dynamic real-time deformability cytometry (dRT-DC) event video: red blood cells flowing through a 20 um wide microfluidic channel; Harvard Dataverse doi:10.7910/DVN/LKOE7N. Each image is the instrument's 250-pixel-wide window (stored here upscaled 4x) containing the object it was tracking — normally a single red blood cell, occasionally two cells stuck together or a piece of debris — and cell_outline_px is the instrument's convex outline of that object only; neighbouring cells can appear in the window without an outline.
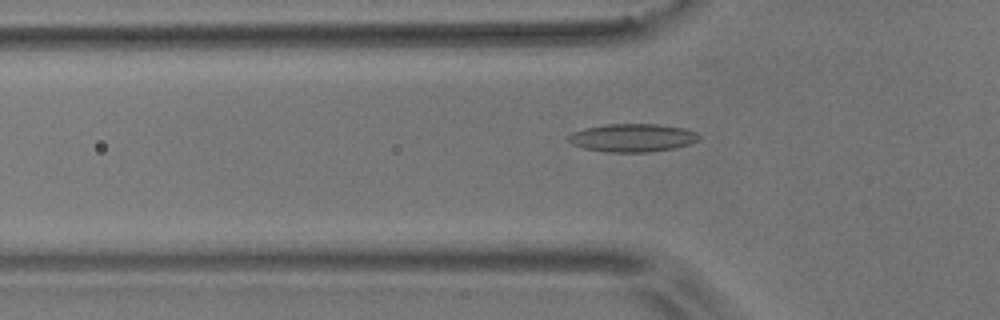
{"species": "common noctule bat (a hibernating species)", "species_latin": "Nyctalus noctula", "temperature_condition": "room temperature", "stored_images_in_passage": 47, "camera_frame_rate_fps": 3000, "um_per_image_px": 0.085, "animal": {"sex": "male", "body_mass_g": 17.9}, "frame": {"image": 1, "passage_image": 10, "time_ms": 3.0, "image_size_px": [1000, 320], "cell_outline_px": [[700, 140], [688, 144], [672, 148], [648, 152], [604, 152], [584, 148], [572, 144], [568, 140], [568, 136], [572, 132], [584, 128], [608, 124], [656, 124], [684, 128], [696, 132], [700, 136]], "centroid_in_image_um": [53.74, 11.71], "position_along_channel_um": 72.1, "area_um2": 21.33}}
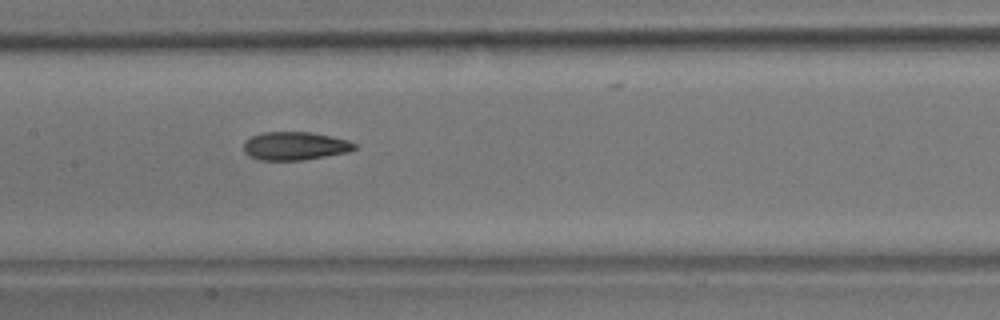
{"frame": {"image": 2, "passage_image": 19, "time_ms": 6.0, "image_size_px": [1000, 320], "cell_outline_px": [[356, 148], [348, 152], [300, 160], [260, 160], [248, 156], [244, 152], [244, 140], [260, 132], [312, 132], [332, 136], [348, 140], [356, 144]], "centroid_in_image_um": [25.04, 12.39], "position_along_channel_um": 182.4, "area_um2": 18.32}}
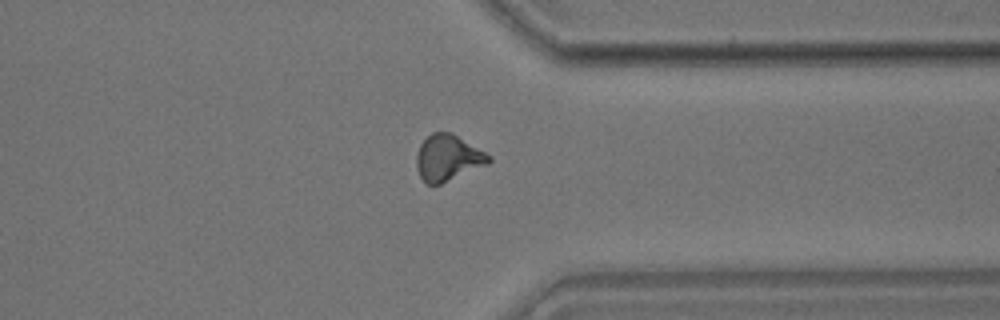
{"frame": {"image": 3, "passage_image": 35, "time_ms": 11.333, "image_size_px": [1000, 320], "cell_outline_px": [[492, 160], [488, 164], [440, 184], [428, 184], [420, 176], [416, 168], [416, 156], [420, 144], [432, 132], [452, 132], [492, 156]], "centroid_in_image_um": [38.08, 13.4], "position_along_channel_um": 373.3, "area_um2": 19.36}, "authors_computed_cell_mechanics": {"area_um2": 18.6116, "velocity_mm_per_s": 3.6438, "shape_relaxation_time_tau1_ms": 6.1223, "shape_relaxation_time_tau2_ms": 3.1869, "deformation_change_tau1": 0.1747, "deformation_change_tau2": 0.1062}}